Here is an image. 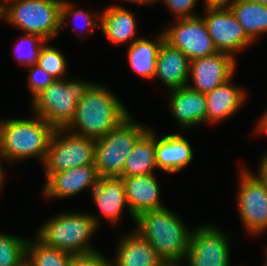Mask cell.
<instances>
[{"label": "cell", "instance_id": "cell-1", "mask_svg": "<svg viewBox=\"0 0 267 266\" xmlns=\"http://www.w3.org/2000/svg\"><path fill=\"white\" fill-rule=\"evenodd\" d=\"M131 113L106 86L94 83L78 102L75 116L66 127L71 133L98 139Z\"/></svg>", "mask_w": 267, "mask_h": 266}, {"label": "cell", "instance_id": "cell-2", "mask_svg": "<svg viewBox=\"0 0 267 266\" xmlns=\"http://www.w3.org/2000/svg\"><path fill=\"white\" fill-rule=\"evenodd\" d=\"M135 231L155 249L163 262L184 261L192 230L180 216L164 207L141 213L135 218Z\"/></svg>", "mask_w": 267, "mask_h": 266}, {"label": "cell", "instance_id": "cell-3", "mask_svg": "<svg viewBox=\"0 0 267 266\" xmlns=\"http://www.w3.org/2000/svg\"><path fill=\"white\" fill-rule=\"evenodd\" d=\"M31 118L0 120L2 161L22 162L39 158L43 164L55 128L36 114Z\"/></svg>", "mask_w": 267, "mask_h": 266}, {"label": "cell", "instance_id": "cell-4", "mask_svg": "<svg viewBox=\"0 0 267 266\" xmlns=\"http://www.w3.org/2000/svg\"><path fill=\"white\" fill-rule=\"evenodd\" d=\"M97 215L79 212H62L50 217L37 230V237L46 246L71 254L97 251L91 245L93 234L100 227Z\"/></svg>", "mask_w": 267, "mask_h": 266}, {"label": "cell", "instance_id": "cell-5", "mask_svg": "<svg viewBox=\"0 0 267 266\" xmlns=\"http://www.w3.org/2000/svg\"><path fill=\"white\" fill-rule=\"evenodd\" d=\"M93 84L91 81L68 77L54 80L31 100L33 114L55 129L66 128L75 116L78 102Z\"/></svg>", "mask_w": 267, "mask_h": 266}, {"label": "cell", "instance_id": "cell-6", "mask_svg": "<svg viewBox=\"0 0 267 266\" xmlns=\"http://www.w3.org/2000/svg\"><path fill=\"white\" fill-rule=\"evenodd\" d=\"M62 0H9L1 7V18L24 33L50 42L58 36Z\"/></svg>", "mask_w": 267, "mask_h": 266}, {"label": "cell", "instance_id": "cell-7", "mask_svg": "<svg viewBox=\"0 0 267 266\" xmlns=\"http://www.w3.org/2000/svg\"><path fill=\"white\" fill-rule=\"evenodd\" d=\"M150 127L135 122L132 114L105 136L95 139L94 165L99 177H119L127 156Z\"/></svg>", "mask_w": 267, "mask_h": 266}, {"label": "cell", "instance_id": "cell-8", "mask_svg": "<svg viewBox=\"0 0 267 266\" xmlns=\"http://www.w3.org/2000/svg\"><path fill=\"white\" fill-rule=\"evenodd\" d=\"M95 139L71 133L66 128L55 129L43 163L45 173L66 171L94 164Z\"/></svg>", "mask_w": 267, "mask_h": 266}, {"label": "cell", "instance_id": "cell-9", "mask_svg": "<svg viewBox=\"0 0 267 266\" xmlns=\"http://www.w3.org/2000/svg\"><path fill=\"white\" fill-rule=\"evenodd\" d=\"M239 170L237 206L245 231L255 237L267 231V184L258 173Z\"/></svg>", "mask_w": 267, "mask_h": 266}, {"label": "cell", "instance_id": "cell-10", "mask_svg": "<svg viewBox=\"0 0 267 266\" xmlns=\"http://www.w3.org/2000/svg\"><path fill=\"white\" fill-rule=\"evenodd\" d=\"M229 236L219 227L208 224L196 227L191 234L186 266H231Z\"/></svg>", "mask_w": 267, "mask_h": 266}, {"label": "cell", "instance_id": "cell-11", "mask_svg": "<svg viewBox=\"0 0 267 266\" xmlns=\"http://www.w3.org/2000/svg\"><path fill=\"white\" fill-rule=\"evenodd\" d=\"M162 32L165 42L181 50L190 61L218 52L202 16L176 19L175 24Z\"/></svg>", "mask_w": 267, "mask_h": 266}, {"label": "cell", "instance_id": "cell-12", "mask_svg": "<svg viewBox=\"0 0 267 266\" xmlns=\"http://www.w3.org/2000/svg\"><path fill=\"white\" fill-rule=\"evenodd\" d=\"M204 10L202 17L218 52L236 59L237 52L253 44L228 6L204 7Z\"/></svg>", "mask_w": 267, "mask_h": 266}, {"label": "cell", "instance_id": "cell-13", "mask_svg": "<svg viewBox=\"0 0 267 266\" xmlns=\"http://www.w3.org/2000/svg\"><path fill=\"white\" fill-rule=\"evenodd\" d=\"M236 60L225 52L191 60L187 86L206 95L234 76Z\"/></svg>", "mask_w": 267, "mask_h": 266}, {"label": "cell", "instance_id": "cell-14", "mask_svg": "<svg viewBox=\"0 0 267 266\" xmlns=\"http://www.w3.org/2000/svg\"><path fill=\"white\" fill-rule=\"evenodd\" d=\"M46 178L43 196L46 198L66 199L90 189V193L97 185L99 176L94 164L71 168L66 171L44 173Z\"/></svg>", "mask_w": 267, "mask_h": 266}, {"label": "cell", "instance_id": "cell-15", "mask_svg": "<svg viewBox=\"0 0 267 266\" xmlns=\"http://www.w3.org/2000/svg\"><path fill=\"white\" fill-rule=\"evenodd\" d=\"M91 194L92 201L99 209L100 214L110 224H116L118 220H121L125 208L133 221H135V217L129 210L122 177H99L97 185Z\"/></svg>", "mask_w": 267, "mask_h": 266}, {"label": "cell", "instance_id": "cell-16", "mask_svg": "<svg viewBox=\"0 0 267 266\" xmlns=\"http://www.w3.org/2000/svg\"><path fill=\"white\" fill-rule=\"evenodd\" d=\"M169 107L172 116L182 129L206 123L207 102L205 94L188 86L169 90Z\"/></svg>", "mask_w": 267, "mask_h": 266}, {"label": "cell", "instance_id": "cell-17", "mask_svg": "<svg viewBox=\"0 0 267 266\" xmlns=\"http://www.w3.org/2000/svg\"><path fill=\"white\" fill-rule=\"evenodd\" d=\"M179 133L166 134L161 138L155 133L157 170L170 174L179 173L192 162L194 157L192 146L181 135V130Z\"/></svg>", "mask_w": 267, "mask_h": 266}, {"label": "cell", "instance_id": "cell-18", "mask_svg": "<svg viewBox=\"0 0 267 266\" xmlns=\"http://www.w3.org/2000/svg\"><path fill=\"white\" fill-rule=\"evenodd\" d=\"M131 214L136 218L143 212L162 209L161 190L154 174L122 177Z\"/></svg>", "mask_w": 267, "mask_h": 266}, {"label": "cell", "instance_id": "cell-19", "mask_svg": "<svg viewBox=\"0 0 267 266\" xmlns=\"http://www.w3.org/2000/svg\"><path fill=\"white\" fill-rule=\"evenodd\" d=\"M190 59L179 49L165 41L159 50L155 68V78L173 90L187 86L189 79Z\"/></svg>", "mask_w": 267, "mask_h": 266}, {"label": "cell", "instance_id": "cell-20", "mask_svg": "<svg viewBox=\"0 0 267 266\" xmlns=\"http://www.w3.org/2000/svg\"><path fill=\"white\" fill-rule=\"evenodd\" d=\"M232 82L233 77L205 95L207 102L206 123L217 124L229 119L246 102V90L234 86Z\"/></svg>", "mask_w": 267, "mask_h": 266}, {"label": "cell", "instance_id": "cell-21", "mask_svg": "<svg viewBox=\"0 0 267 266\" xmlns=\"http://www.w3.org/2000/svg\"><path fill=\"white\" fill-rule=\"evenodd\" d=\"M111 266H161L163 260L135 230L120 238Z\"/></svg>", "mask_w": 267, "mask_h": 266}, {"label": "cell", "instance_id": "cell-22", "mask_svg": "<svg viewBox=\"0 0 267 266\" xmlns=\"http://www.w3.org/2000/svg\"><path fill=\"white\" fill-rule=\"evenodd\" d=\"M100 30L112 44L130 46L137 38L135 15L119 4L109 5L101 12ZM134 38V39H133Z\"/></svg>", "mask_w": 267, "mask_h": 266}, {"label": "cell", "instance_id": "cell-23", "mask_svg": "<svg viewBox=\"0 0 267 266\" xmlns=\"http://www.w3.org/2000/svg\"><path fill=\"white\" fill-rule=\"evenodd\" d=\"M156 168L155 132L149 128L133 146L119 177L154 174Z\"/></svg>", "mask_w": 267, "mask_h": 266}, {"label": "cell", "instance_id": "cell-24", "mask_svg": "<svg viewBox=\"0 0 267 266\" xmlns=\"http://www.w3.org/2000/svg\"><path fill=\"white\" fill-rule=\"evenodd\" d=\"M156 40L139 37L128 46L127 56L131 69L142 78L153 79L157 57L162 43L165 41L162 30Z\"/></svg>", "mask_w": 267, "mask_h": 266}, {"label": "cell", "instance_id": "cell-25", "mask_svg": "<svg viewBox=\"0 0 267 266\" xmlns=\"http://www.w3.org/2000/svg\"><path fill=\"white\" fill-rule=\"evenodd\" d=\"M228 7L252 42L267 34V5L251 0H234Z\"/></svg>", "mask_w": 267, "mask_h": 266}, {"label": "cell", "instance_id": "cell-26", "mask_svg": "<svg viewBox=\"0 0 267 266\" xmlns=\"http://www.w3.org/2000/svg\"><path fill=\"white\" fill-rule=\"evenodd\" d=\"M35 239L27 241V256L34 266H67L71 253L46 246L37 237Z\"/></svg>", "mask_w": 267, "mask_h": 266}, {"label": "cell", "instance_id": "cell-27", "mask_svg": "<svg viewBox=\"0 0 267 266\" xmlns=\"http://www.w3.org/2000/svg\"><path fill=\"white\" fill-rule=\"evenodd\" d=\"M27 241V238L1 232L0 266H17L27 255Z\"/></svg>", "mask_w": 267, "mask_h": 266}, {"label": "cell", "instance_id": "cell-28", "mask_svg": "<svg viewBox=\"0 0 267 266\" xmlns=\"http://www.w3.org/2000/svg\"><path fill=\"white\" fill-rule=\"evenodd\" d=\"M37 65L46 70L55 80L67 77L65 75L68 69L66 56L62 51L50 46L48 41L41 48Z\"/></svg>", "mask_w": 267, "mask_h": 266}, {"label": "cell", "instance_id": "cell-29", "mask_svg": "<svg viewBox=\"0 0 267 266\" xmlns=\"http://www.w3.org/2000/svg\"><path fill=\"white\" fill-rule=\"evenodd\" d=\"M74 6L76 7V5H74L73 2L62 0L61 9H60V29H63L64 25L67 26L66 23L68 19H71V18H73V21H72L73 25H75L76 22L74 23V21L76 19H80L81 21H83L82 25L84 26L85 30H87V33L89 32L88 34L90 35L94 34V28L100 29L101 24H98L96 20L101 19V13L94 12V14H90L88 10L84 11V10L76 9ZM75 26H76L75 31L77 33L78 31H80V29L78 28L77 25ZM75 26H73V29H75Z\"/></svg>", "mask_w": 267, "mask_h": 266}, {"label": "cell", "instance_id": "cell-30", "mask_svg": "<svg viewBox=\"0 0 267 266\" xmlns=\"http://www.w3.org/2000/svg\"><path fill=\"white\" fill-rule=\"evenodd\" d=\"M47 41L39 35L24 33L14 48V56L24 67L37 64L41 48Z\"/></svg>", "mask_w": 267, "mask_h": 266}, {"label": "cell", "instance_id": "cell-31", "mask_svg": "<svg viewBox=\"0 0 267 266\" xmlns=\"http://www.w3.org/2000/svg\"><path fill=\"white\" fill-rule=\"evenodd\" d=\"M28 67V88L30 89L32 100L42 90L46 89L55 79L37 64Z\"/></svg>", "mask_w": 267, "mask_h": 266}, {"label": "cell", "instance_id": "cell-32", "mask_svg": "<svg viewBox=\"0 0 267 266\" xmlns=\"http://www.w3.org/2000/svg\"><path fill=\"white\" fill-rule=\"evenodd\" d=\"M67 266H111V261L100 252L95 251L84 254H71Z\"/></svg>", "mask_w": 267, "mask_h": 266}, {"label": "cell", "instance_id": "cell-33", "mask_svg": "<svg viewBox=\"0 0 267 266\" xmlns=\"http://www.w3.org/2000/svg\"><path fill=\"white\" fill-rule=\"evenodd\" d=\"M160 1V0H159ZM164 6L167 7L168 10L172 12V15L176 17V19L180 18H192L195 16L193 13L194 8L197 5L198 0H161Z\"/></svg>", "mask_w": 267, "mask_h": 266}, {"label": "cell", "instance_id": "cell-34", "mask_svg": "<svg viewBox=\"0 0 267 266\" xmlns=\"http://www.w3.org/2000/svg\"><path fill=\"white\" fill-rule=\"evenodd\" d=\"M258 174L267 184V155L261 157L260 162H258Z\"/></svg>", "mask_w": 267, "mask_h": 266}, {"label": "cell", "instance_id": "cell-35", "mask_svg": "<svg viewBox=\"0 0 267 266\" xmlns=\"http://www.w3.org/2000/svg\"><path fill=\"white\" fill-rule=\"evenodd\" d=\"M258 120L259 121L257 122L255 133L261 134L264 130L267 129V109Z\"/></svg>", "mask_w": 267, "mask_h": 266}, {"label": "cell", "instance_id": "cell-36", "mask_svg": "<svg viewBox=\"0 0 267 266\" xmlns=\"http://www.w3.org/2000/svg\"><path fill=\"white\" fill-rule=\"evenodd\" d=\"M205 7L229 6L234 0H203Z\"/></svg>", "mask_w": 267, "mask_h": 266}, {"label": "cell", "instance_id": "cell-37", "mask_svg": "<svg viewBox=\"0 0 267 266\" xmlns=\"http://www.w3.org/2000/svg\"><path fill=\"white\" fill-rule=\"evenodd\" d=\"M5 176H6V171H5V168L3 166L1 155H0V192H1L4 180H6Z\"/></svg>", "mask_w": 267, "mask_h": 266}, {"label": "cell", "instance_id": "cell-38", "mask_svg": "<svg viewBox=\"0 0 267 266\" xmlns=\"http://www.w3.org/2000/svg\"><path fill=\"white\" fill-rule=\"evenodd\" d=\"M126 1L131 2V3H135V4H140V5H152L156 1H159V0H125V2Z\"/></svg>", "mask_w": 267, "mask_h": 266}, {"label": "cell", "instance_id": "cell-39", "mask_svg": "<svg viewBox=\"0 0 267 266\" xmlns=\"http://www.w3.org/2000/svg\"><path fill=\"white\" fill-rule=\"evenodd\" d=\"M17 266H34V264L26 255Z\"/></svg>", "mask_w": 267, "mask_h": 266}, {"label": "cell", "instance_id": "cell-40", "mask_svg": "<svg viewBox=\"0 0 267 266\" xmlns=\"http://www.w3.org/2000/svg\"><path fill=\"white\" fill-rule=\"evenodd\" d=\"M183 261H171V262H163L161 266H181Z\"/></svg>", "mask_w": 267, "mask_h": 266}, {"label": "cell", "instance_id": "cell-41", "mask_svg": "<svg viewBox=\"0 0 267 266\" xmlns=\"http://www.w3.org/2000/svg\"><path fill=\"white\" fill-rule=\"evenodd\" d=\"M251 1L267 5V0H251Z\"/></svg>", "mask_w": 267, "mask_h": 266}, {"label": "cell", "instance_id": "cell-42", "mask_svg": "<svg viewBox=\"0 0 267 266\" xmlns=\"http://www.w3.org/2000/svg\"><path fill=\"white\" fill-rule=\"evenodd\" d=\"M264 255H265V261H264V263H263V266H267V248H266V250H265V253H264Z\"/></svg>", "mask_w": 267, "mask_h": 266}, {"label": "cell", "instance_id": "cell-43", "mask_svg": "<svg viewBox=\"0 0 267 266\" xmlns=\"http://www.w3.org/2000/svg\"><path fill=\"white\" fill-rule=\"evenodd\" d=\"M9 0H0V6L2 7Z\"/></svg>", "mask_w": 267, "mask_h": 266}, {"label": "cell", "instance_id": "cell-44", "mask_svg": "<svg viewBox=\"0 0 267 266\" xmlns=\"http://www.w3.org/2000/svg\"><path fill=\"white\" fill-rule=\"evenodd\" d=\"M264 134H265V135H267V129H266V130H264V131H263L261 134H259V135H262V136H263ZM264 155H267V152H266V153H264Z\"/></svg>", "mask_w": 267, "mask_h": 266}]
</instances>
